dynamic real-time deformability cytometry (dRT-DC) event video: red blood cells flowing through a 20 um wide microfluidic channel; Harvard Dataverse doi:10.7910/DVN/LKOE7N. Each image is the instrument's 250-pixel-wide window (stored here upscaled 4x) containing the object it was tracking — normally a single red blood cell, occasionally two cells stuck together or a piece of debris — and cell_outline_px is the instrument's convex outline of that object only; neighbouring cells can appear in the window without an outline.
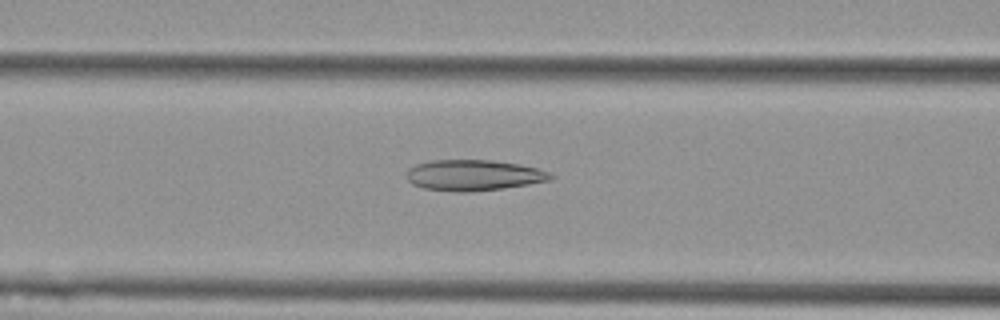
{"species": "Egyptian fruit bat (a non-hibernating species)", "species_latin": "Rousettus aegyptiacus", "temperature_condition": "cold", "stored_images_in_passage": 41, "camera_frame_rate_fps": 3000, "um_per_image_px": 0.085, "animal": {"sex": "female"}, "frame": {"image": 1, "passage_image": 8, "time_ms": 2.333, "image_size_px": [1000, 320], "cell_outline_px": [[556, 176], [552, 180], [504, 188], [468, 192], [456, 192], [424, 188], [412, 184], [408, 180], [408, 168], [416, 164], [432, 160], [492, 160], [520, 164], [536, 168], [548, 172]], "centroid_in_image_um": [40.28, 14.89], "position_along_channel_um": 126.3, "area_um2": 25.89}}
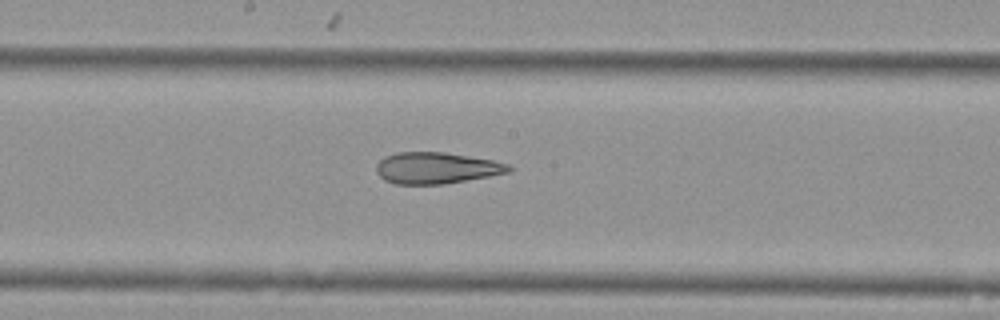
{"frame": {"image": 2, "passage_image": 15, "time_ms": 4.667, "image_size_px": [1000, 320], "cell_outline_px": [[512, 172], [444, 184], [396, 184], [384, 180], [376, 172], [376, 164], [384, 156], [396, 152], [444, 152], [492, 160], [508, 164], [512, 168]], "centroid_in_image_um": [37.07, 14.28], "position_along_channel_um": 211.1, "area_um2": 24.28}}
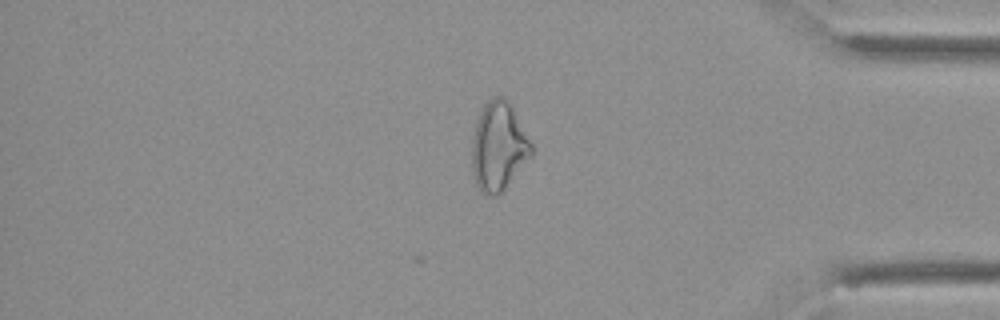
{"frame": {"image": 3, "passage_image": 32, "time_ms": 10.333, "image_size_px": [1000, 320], "cell_outline_px": [[532, 156], [504, 188], [496, 196], [488, 196], [480, 192], [476, 184], [472, 172], [472, 140], [476, 124], [480, 112], [484, 104], [488, 100], [496, 96], [504, 96], [512, 108], [532, 144]], "centroid_in_image_um": [42.36, 12.47], "position_along_channel_um": 392.8, "area_um2": 30.4}, "authors_computed_cell_mechanics": {"area_um2": 26.588, "velocity_mm_per_s": 3.6474, "shape_relaxation_time_tau1_ms": null, "shape_relaxation_time_tau2_ms": 3.8135, "deformation_change_tau1": null, "deformation_change_tau2": 0.1444}}